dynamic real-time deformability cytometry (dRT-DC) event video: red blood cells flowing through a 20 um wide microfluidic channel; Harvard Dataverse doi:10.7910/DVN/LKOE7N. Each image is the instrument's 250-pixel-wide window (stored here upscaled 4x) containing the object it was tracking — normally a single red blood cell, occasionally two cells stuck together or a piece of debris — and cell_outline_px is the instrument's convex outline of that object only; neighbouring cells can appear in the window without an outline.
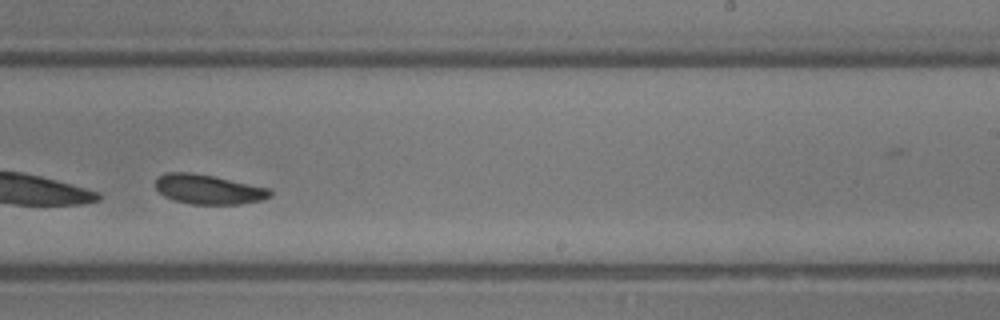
{"species": "common noctule bat (a hibernating species)", "species_latin": "Nyctalus noctula", "temperature_condition": "room temperature", "stored_images_in_passage": 32, "camera_frame_rate_fps": 3000, "um_per_image_px": 0.085, "animal": {"sex": "male", "body_mass_g": 13.3}, "frame": {"image": 1, "passage_image": 18, "time_ms": 5.667, "image_size_px": [1000, 320], "cell_outline_px": [[272, 196], [260, 200], [240, 204], [192, 204], [176, 200], [164, 196], [156, 188], [156, 180], [160, 176], [168, 172], [188, 172], [212, 176], [272, 188]], "centroid_in_image_um": [17.76, 16.09], "position_along_channel_um": 271.2, "area_um2": 19.59}}